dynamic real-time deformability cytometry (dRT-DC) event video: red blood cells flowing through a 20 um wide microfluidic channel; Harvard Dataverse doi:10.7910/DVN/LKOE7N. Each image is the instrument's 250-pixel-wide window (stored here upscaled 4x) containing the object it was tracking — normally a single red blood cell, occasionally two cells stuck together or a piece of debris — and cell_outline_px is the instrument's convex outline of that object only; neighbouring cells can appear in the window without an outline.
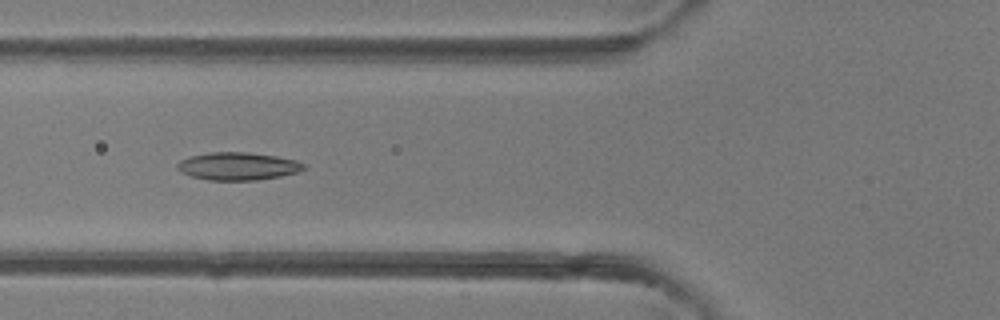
{"species": "common noctule bat (a hibernating species)", "species_latin": "Nyctalus noctula", "temperature_condition": "room temperature", "stored_images_in_passage": 4, "camera_frame_rate_fps": 3000, "um_per_image_px": 0.085, "animal": {"sex": "female"}, "frame": {"image": 1, "passage_image": 4, "time_ms": 3.333, "image_size_px": [1000, 320], "cell_outline_px": [[304, 168], [296, 172], [280, 176], [256, 180], [208, 180], [192, 176], [180, 172], [176, 168], [176, 164], [180, 160], [188, 156], [212, 152], [248, 152], [276, 156], [296, 160], [304, 164]], "centroid_in_image_um": [20.16, 14.12], "position_along_channel_um": 105.6, "area_um2": 20.4}}